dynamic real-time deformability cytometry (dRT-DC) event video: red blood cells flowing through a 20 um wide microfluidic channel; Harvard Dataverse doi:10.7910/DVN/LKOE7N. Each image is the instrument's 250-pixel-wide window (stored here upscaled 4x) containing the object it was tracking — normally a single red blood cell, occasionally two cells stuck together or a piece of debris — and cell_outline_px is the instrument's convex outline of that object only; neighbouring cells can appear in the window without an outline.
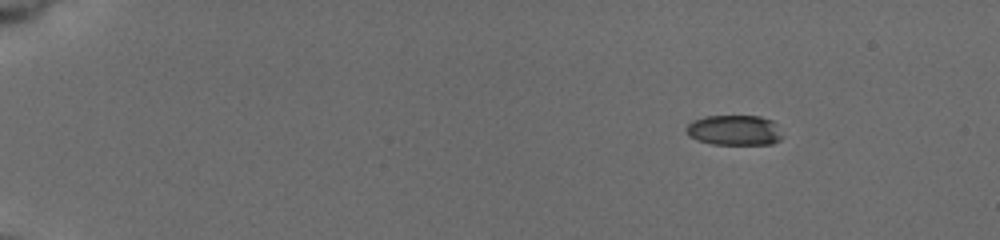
{"species": "common noctule bat (a hibernating species)", "species_latin": "Nyctalus noctula", "temperature_condition": "cold", "stored_images_in_passage": 3, "camera_frame_rate_fps": 3000, "um_per_image_px": 0.085, "animal": {"sex": "female", "body_mass_g": 19.5, "forearm_length_mm": 54.1}, "frame": {"image": 1, "passage_image": 1, "time_ms": 0.0, "image_size_px": [1000, 240], "cell_outline_px": [[780, 140], [772, 144], [712, 144], [696, 140], [688, 136], [684, 128], [692, 120], [704, 116], [760, 116], [772, 120], [776, 124], [780, 136]], "centroid_in_image_um": [62.35, 11.06], "position_along_channel_um": 22.6, "area_um2": 16.99}}